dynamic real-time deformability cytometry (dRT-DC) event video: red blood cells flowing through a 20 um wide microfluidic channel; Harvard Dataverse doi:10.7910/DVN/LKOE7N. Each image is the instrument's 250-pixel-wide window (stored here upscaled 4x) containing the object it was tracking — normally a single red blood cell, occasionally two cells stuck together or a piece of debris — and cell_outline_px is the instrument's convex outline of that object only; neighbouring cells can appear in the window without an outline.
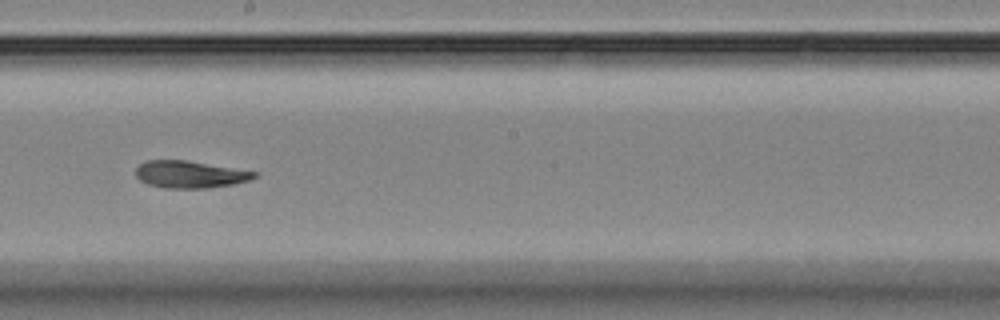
{"species": "Egyptian fruit bat (a non-hibernating species)", "species_latin": "Rousettus aegyptiacus", "temperature_condition": "room temperature", "stored_images_in_passage": 15, "camera_frame_rate_fps": 3000, "um_per_image_px": 0.085, "animal": {"sex": "female"}, "frame": {"image": 1, "passage_image": 9, "time_ms": 10.0, "image_size_px": [1000, 320], "cell_outline_px": [[256, 176], [248, 180], [232, 184], [208, 188], [164, 188], [148, 184], [140, 180], [136, 176], [136, 168], [144, 160], [188, 160], [256, 172]], "centroid_in_image_um": [16.09, 14.82], "position_along_channel_um": 232.1, "area_um2": 18.61}}
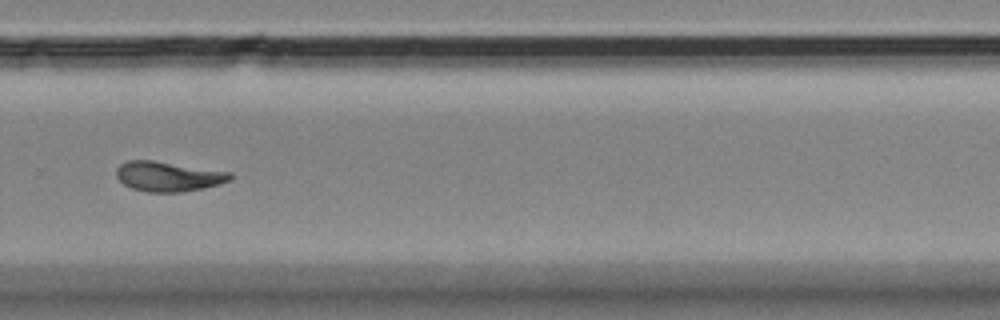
{"frame": {"image": 2, "passage_image": 11, "time_ms": 12.333, "image_size_px": [1000, 320], "cell_outline_px": [[232, 180], [220, 184], [204, 188], [180, 192], [148, 192], [132, 188], [124, 184], [116, 176], [116, 168], [120, 164], [128, 160], [152, 160], [232, 172]], "centroid_in_image_um": [14.32, 14.99], "position_along_channel_um": 315.5, "area_um2": 19.88}, "authors_computed_cell_mechanics": {"area_um2": 19.363, "velocity_mm_per_s": 3.5968, "shape_relaxation_time_tau1_ms": 5.6571, "shape_relaxation_time_tau2_ms": 3.5583, "deformation_change_tau1": 0.1491, "deformation_change_tau2": 0.0796}}